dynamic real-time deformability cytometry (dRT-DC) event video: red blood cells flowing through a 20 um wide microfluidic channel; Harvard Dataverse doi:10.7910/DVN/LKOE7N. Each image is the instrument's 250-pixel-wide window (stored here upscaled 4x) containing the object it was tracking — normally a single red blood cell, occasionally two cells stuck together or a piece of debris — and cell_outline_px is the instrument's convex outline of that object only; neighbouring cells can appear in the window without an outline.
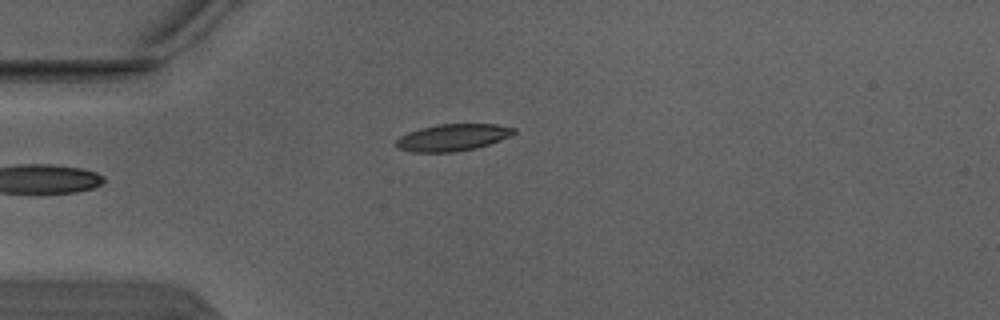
{"species": "Egyptian fruit bat (a non-hibernating species)", "species_latin": "Rousettus aegyptiacus", "temperature_condition": "warm", "stored_images_in_passage": 3, "camera_frame_rate_fps": 3000, "um_per_image_px": 0.085, "animal": {"sex": "male"}, "frame": {"image": 1, "passage_image": 3, "time_ms": 0.667, "image_size_px": [1000, 320], "cell_outline_px": [[516, 132], [500, 140], [476, 148], [452, 152], [412, 152], [396, 148], [396, 140], [400, 136], [408, 132], [420, 128], [436, 124], [496, 124], [516, 128]], "centroid_in_image_um": [38.44, 11.68], "position_along_channel_um": 46.6, "area_um2": 18.44}}